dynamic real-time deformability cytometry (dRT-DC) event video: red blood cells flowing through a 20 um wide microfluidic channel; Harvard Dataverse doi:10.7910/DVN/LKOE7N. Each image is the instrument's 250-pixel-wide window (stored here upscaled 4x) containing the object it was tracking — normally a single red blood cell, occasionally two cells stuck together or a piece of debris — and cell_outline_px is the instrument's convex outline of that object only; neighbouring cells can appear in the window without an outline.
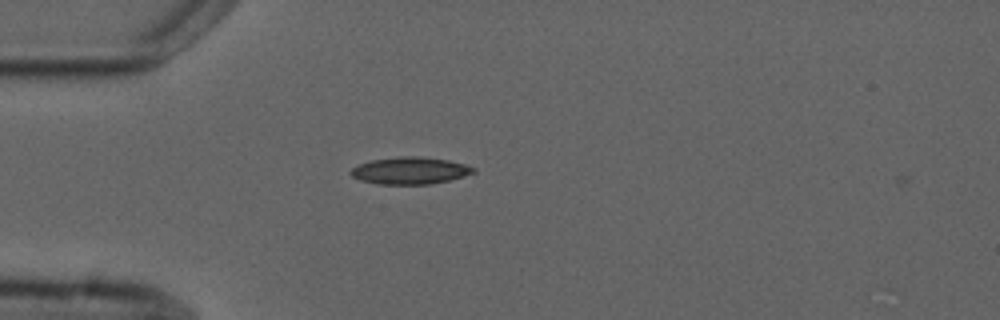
{"species": "common noctule bat (a hibernating species)", "species_latin": "Nyctalus noctula", "temperature_condition": "cold", "stored_images_in_passage": 2, "camera_frame_rate_fps": 3000, "um_per_image_px": 0.085, "animal": {"sex": "male", "forearm_length_mm": 52.5}, "frame": {"image": 1, "passage_image": 1, "time_ms": 0.0, "image_size_px": [1000, 320], "cell_outline_px": [[476, 172], [464, 176], [448, 180], [428, 184], [376, 184], [360, 180], [352, 176], [348, 172], [352, 168], [360, 164], [372, 160], [400, 156], [416, 156], [448, 160], [464, 164], [476, 168]], "centroid_in_image_um": [34.84, 14.5], "position_along_channel_um": 50.2, "area_um2": 19.25}}